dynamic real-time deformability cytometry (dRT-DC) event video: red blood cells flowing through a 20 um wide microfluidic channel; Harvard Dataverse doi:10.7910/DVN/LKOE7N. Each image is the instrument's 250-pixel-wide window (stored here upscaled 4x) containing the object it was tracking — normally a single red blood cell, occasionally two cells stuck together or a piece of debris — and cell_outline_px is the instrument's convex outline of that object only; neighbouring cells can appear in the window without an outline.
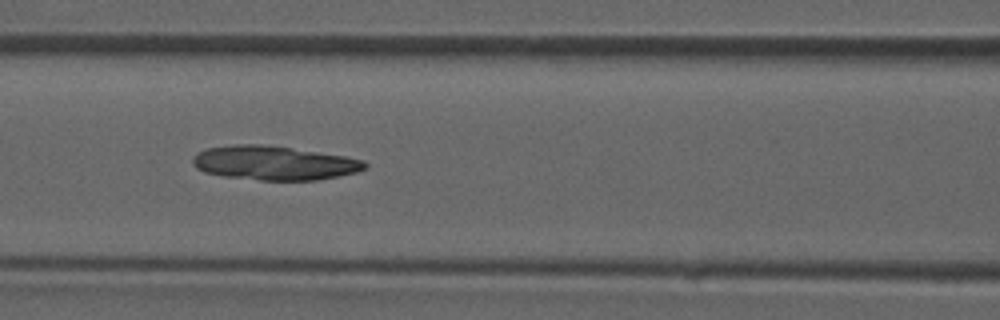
{"species": "common noctule bat (a hibernating species)", "species_latin": "Nyctalus noctula", "temperature_condition": "room temperature", "stored_images_in_passage": 46, "camera_frame_rate_fps": 3000, "um_per_image_px": 0.085, "animal": {"sex": "male", "forearm_length_mm": 52.5}, "frame": {"image": 1, "passage_image": 20, "time_ms": 6.333, "image_size_px": [1000, 320], "cell_outline_px": [[368, 168], [356, 172], [316, 180], [260, 180], [224, 176], [204, 172], [196, 168], [192, 164], [192, 156], [196, 152], [208, 148], [232, 144], [260, 144], [292, 148], [344, 156], [364, 160], [368, 164]], "centroid_in_image_um": [23.26, 13.85], "position_along_channel_um": 143.3, "area_um2": 34.22}}